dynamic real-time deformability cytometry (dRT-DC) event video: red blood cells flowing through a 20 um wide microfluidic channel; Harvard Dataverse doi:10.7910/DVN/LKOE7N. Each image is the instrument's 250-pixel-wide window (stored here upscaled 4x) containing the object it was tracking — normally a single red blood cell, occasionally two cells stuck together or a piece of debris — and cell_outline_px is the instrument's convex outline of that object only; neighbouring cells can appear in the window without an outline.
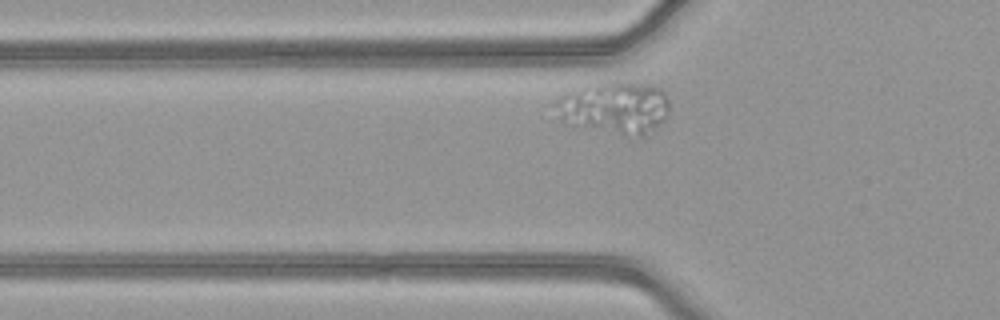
{"species": "common noctule bat (a hibernating species)", "species_latin": "Nyctalus noctula", "temperature_condition": "warm", "stored_images_in_passage": 30, "camera_frame_rate_fps": 3000, "um_per_image_px": 0.085, "animal": {"sex": "female", "body_mass_g": 21.9}, "frame": {"image": 1, "passage_image": 4, "time_ms": 1.0, "image_size_px": [1000, 320], "cell_outline_px": [[668, 116], [648, 136], [620, 136], [572, 128], [560, 120], [556, 104], [556, 100], [564, 92], [592, 84], [656, 84], [664, 92], [668, 100]], "centroid_in_image_um": [52.23, 9.24], "position_along_channel_um": 73.6, "area_um2": 35.43}}
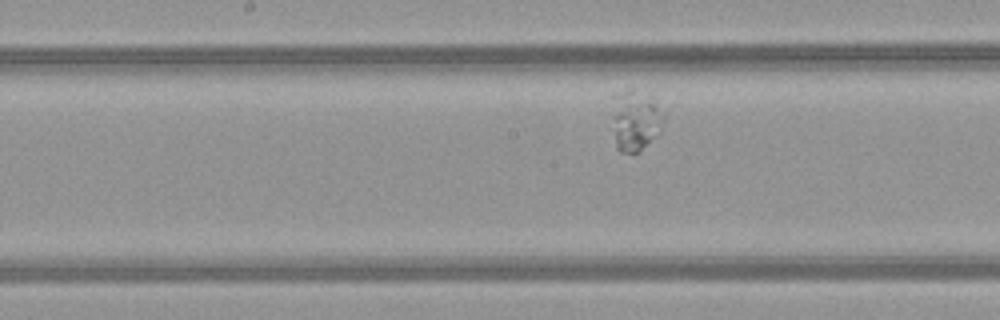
{"frame": {"image": 2, "passage_image": 14, "time_ms": 4.333, "image_size_px": [1000, 320], "cell_outline_px": [[664, 120], [660, 132], [640, 152], [620, 152], [616, 148], [612, 96], [632, 88], [664, 108]], "centroid_in_image_um": [54.03, 10.25], "position_along_channel_um": 194.2, "area_um2": 18.03}}
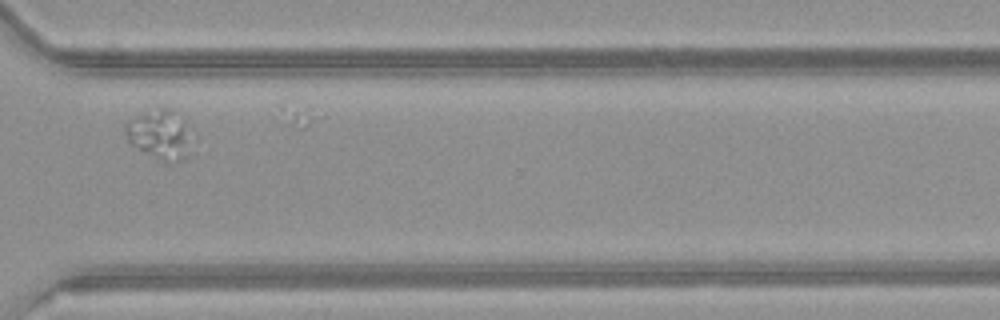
{"frame": {"image": 3, "passage_image": 27, "time_ms": 8.667, "image_size_px": [1000, 320], "cell_outline_px": [[196, 140], [188, 156], [184, 160], [156, 160], [132, 144], [128, 140], [124, 132], [124, 128], [128, 120], [132, 116], [144, 112], [160, 108], [168, 108], [184, 120], [196, 136]], "centroid_in_image_um": [13.66, 11.44], "position_along_channel_um": 356.9, "area_um2": 19.77}}